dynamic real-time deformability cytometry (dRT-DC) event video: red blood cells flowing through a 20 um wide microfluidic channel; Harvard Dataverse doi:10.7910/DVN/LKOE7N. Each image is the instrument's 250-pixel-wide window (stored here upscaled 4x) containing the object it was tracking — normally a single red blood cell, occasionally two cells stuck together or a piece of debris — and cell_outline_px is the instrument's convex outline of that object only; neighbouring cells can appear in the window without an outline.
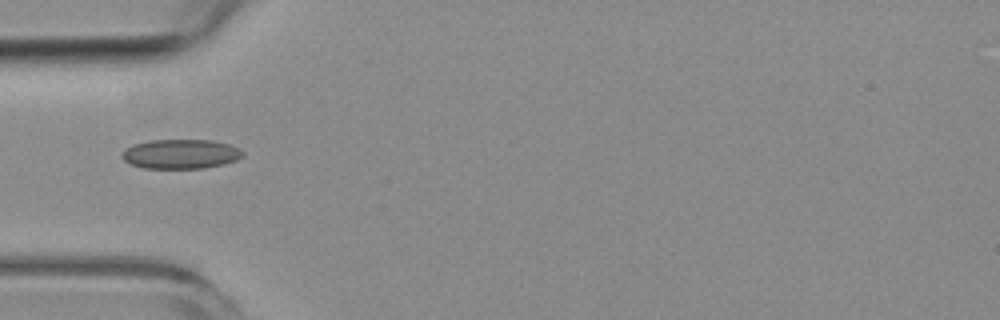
{"species": "common noctule bat (a hibernating species)", "species_latin": "Nyctalus noctula", "temperature_condition": "room temperature", "stored_images_in_passage": 2, "camera_frame_rate_fps": 3000, "um_per_image_px": 0.085, "animal": {"sex": "female", "body_mass_g": 19.3, "forearm_length_mm": 54.1}, "frame": {"image": 1, "passage_image": 2, "time_ms": 1.0, "image_size_px": [1000, 320], "cell_outline_px": [[244, 156], [236, 160], [224, 164], [204, 168], [144, 168], [132, 164], [124, 160], [120, 156], [128, 148], [136, 144], [152, 140], [212, 140], [228, 144], [240, 148], [244, 152]], "centroid_in_image_um": [15.42, 13.09], "position_along_channel_um": 69.6, "area_um2": 20.58}}